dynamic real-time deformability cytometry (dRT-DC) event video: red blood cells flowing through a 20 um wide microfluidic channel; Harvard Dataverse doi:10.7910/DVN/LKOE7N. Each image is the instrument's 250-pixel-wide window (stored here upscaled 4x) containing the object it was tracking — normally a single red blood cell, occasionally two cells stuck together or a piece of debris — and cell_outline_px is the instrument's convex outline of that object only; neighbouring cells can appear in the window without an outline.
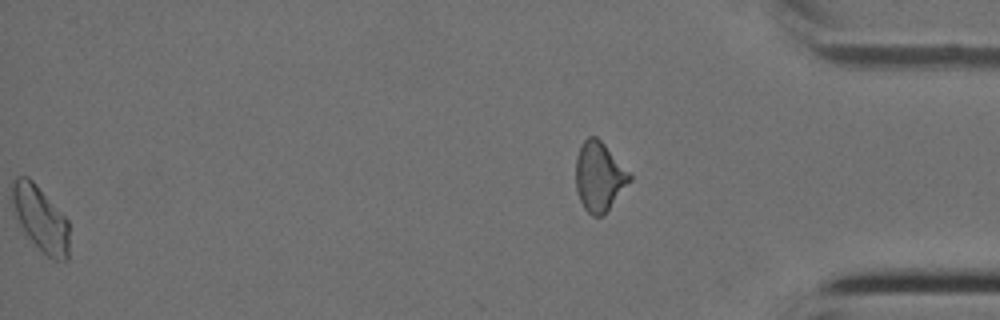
{"species": "Egyptian fruit bat (a non-hibernating species)", "species_latin": "Rousettus aegyptiacus", "temperature_condition": "cold", "stored_images_in_passage": 38, "segment_of_instrument_passage": [2, 2], "camera_frame_rate_fps": 3000, "um_per_image_px": 0.085, "animal": {"sex": "female"}, "frame": {"image": 1, "passage_image": 38, "time_ms": 12.333, "image_size_px": [1000, 320], "cell_outline_px": [[632, 180], [608, 208], [600, 216], [592, 216], [584, 208], [580, 200], [576, 188], [576, 156], [584, 140], [588, 136], [596, 136], [604, 144], [632, 176]], "centroid_in_image_um": [50.91, 15.0], "position_along_channel_um": 384.3, "area_um2": 21.27}}